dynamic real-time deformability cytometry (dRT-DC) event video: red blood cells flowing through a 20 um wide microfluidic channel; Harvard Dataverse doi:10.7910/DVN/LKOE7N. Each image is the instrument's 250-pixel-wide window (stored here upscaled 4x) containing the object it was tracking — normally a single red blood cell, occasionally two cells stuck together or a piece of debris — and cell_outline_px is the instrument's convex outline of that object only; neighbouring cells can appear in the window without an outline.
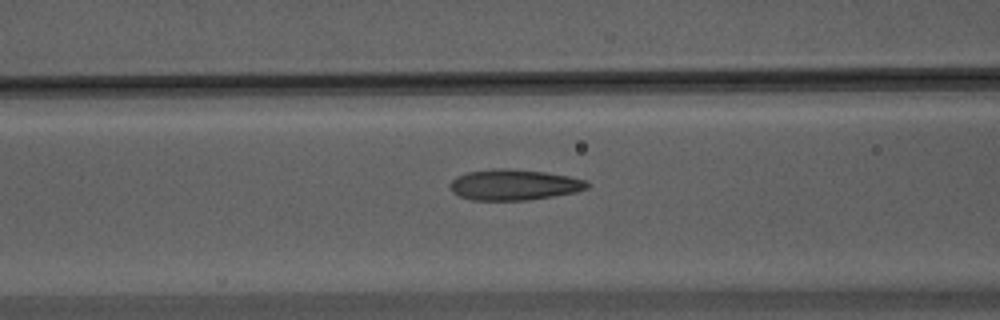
{"species": "Egyptian fruit bat (a non-hibernating species)", "species_latin": "Rousettus aegyptiacus", "temperature_condition": "warm", "stored_images_in_passage": 45, "camera_frame_rate_fps": 3000, "um_per_image_px": 0.085, "animal": {"sex": "male"}, "frame": {"image": 1, "passage_image": 12, "time_ms": 3.667, "image_size_px": [1000, 320], "cell_outline_px": [[588, 188], [576, 192], [528, 200], [472, 200], [460, 196], [452, 192], [448, 184], [456, 176], [468, 172], [496, 168], [504, 168], [544, 172], [568, 176], [584, 180], [588, 184]], "centroid_in_image_um": [43.64, 15.71], "position_along_channel_um": 123.0, "area_um2": 24.45}}
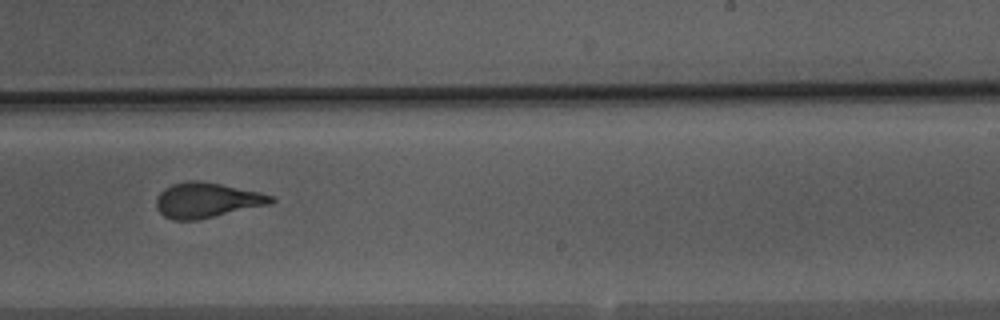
{"frame": {"image": 2, "passage_image": 24, "time_ms": 7.667, "image_size_px": [1000, 320], "cell_outline_px": [[276, 200], [272, 204], [196, 220], [172, 220], [164, 216], [156, 208], [156, 196], [164, 188], [172, 184], [188, 180], [200, 180], [260, 192], [272, 196]], "centroid_in_image_um": [17.56, 17.01], "position_along_channel_um": 271.4, "area_um2": 23.58}}
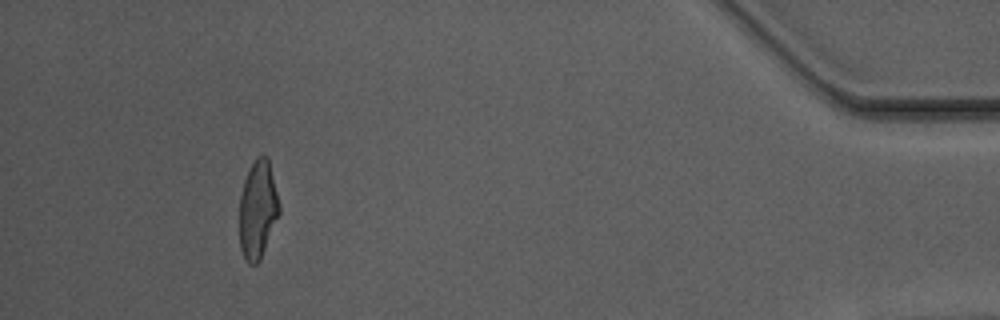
{"frame": {"image": 3, "passage_image": 41, "time_ms": 13.333, "image_size_px": [1000, 320], "cell_outline_px": [[280, 212], [260, 260], [256, 264], [248, 264], [244, 260], [240, 248], [240, 196], [244, 180], [248, 168], [252, 160], [256, 156], [268, 156], [280, 204]], "centroid_in_image_um": [21.91, 17.79], "position_along_channel_um": 413.3, "area_um2": 22.95}, "authors_computed_cell_mechanics": {"area_um2": 23.4668, "velocity_mm_per_s": 3.7219, "shape_relaxation_time_tau1_ms": 7.3291, "shape_relaxation_time_tau2_ms": 1.4082, "deformation_change_tau1": 0.2465, "deformation_change_tau2": 0.1109}}